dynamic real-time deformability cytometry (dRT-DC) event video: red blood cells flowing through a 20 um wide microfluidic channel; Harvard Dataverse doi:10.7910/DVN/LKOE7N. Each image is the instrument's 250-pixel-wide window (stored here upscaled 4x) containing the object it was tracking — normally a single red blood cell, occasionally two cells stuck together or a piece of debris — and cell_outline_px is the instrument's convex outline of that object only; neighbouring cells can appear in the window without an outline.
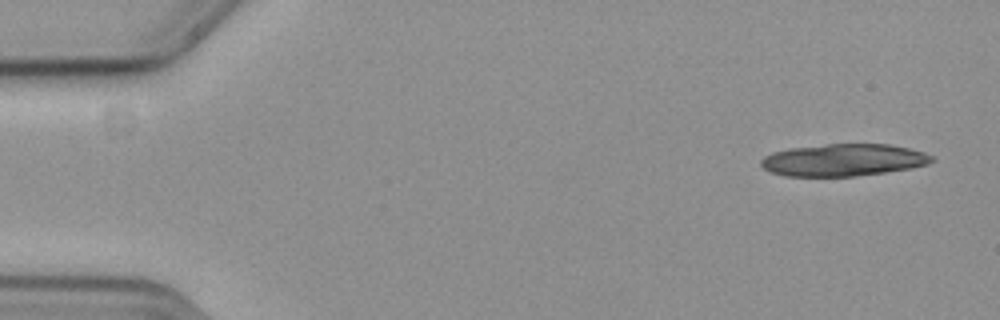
{"species": "common noctule bat (a hibernating species)", "species_latin": "Nyctalus noctula", "temperature_condition": "cold", "stored_images_in_passage": 17, "camera_frame_rate_fps": 3000, "um_per_image_px": 0.085, "animal": {"sex": "female", "body_mass_g": 19.3, "forearm_length_mm": 54.1}, "frame": {"image": 1, "passage_image": 1, "time_ms": 0.0, "image_size_px": [1000, 320], "cell_outline_px": [[936, 160], [928, 164], [912, 168], [884, 172], [852, 176], [784, 176], [772, 172], [764, 168], [760, 164], [760, 160], [764, 156], [772, 152], [788, 148], [824, 144], [888, 144], [908, 148], [924, 152], [932, 156]], "centroid_in_image_um": [71.68, 13.59], "position_along_channel_um": 13.3, "area_um2": 32.08}}